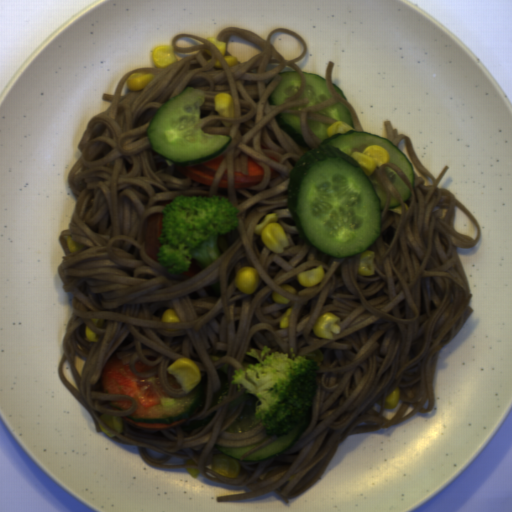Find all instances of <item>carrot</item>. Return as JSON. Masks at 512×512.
I'll return each instance as SVG.
<instances>
[{
	"label": "carrot",
	"instance_id": "carrot-2",
	"mask_svg": "<svg viewBox=\"0 0 512 512\" xmlns=\"http://www.w3.org/2000/svg\"><path fill=\"white\" fill-rule=\"evenodd\" d=\"M224 158L225 157L221 154L215 158L200 163L187 166L174 165L178 172L186 178L210 187L215 181L217 172Z\"/></svg>",
	"mask_w": 512,
	"mask_h": 512
},
{
	"label": "carrot",
	"instance_id": "carrot-9",
	"mask_svg": "<svg viewBox=\"0 0 512 512\" xmlns=\"http://www.w3.org/2000/svg\"><path fill=\"white\" fill-rule=\"evenodd\" d=\"M269 171H270V179H274V178H276L278 176H281L280 172H278L277 170H275L271 166L269 168Z\"/></svg>",
	"mask_w": 512,
	"mask_h": 512
},
{
	"label": "carrot",
	"instance_id": "carrot-4",
	"mask_svg": "<svg viewBox=\"0 0 512 512\" xmlns=\"http://www.w3.org/2000/svg\"><path fill=\"white\" fill-rule=\"evenodd\" d=\"M264 170L262 166L257 164L249 155L247 159V174L234 172L233 187L234 189H244L256 186L263 181Z\"/></svg>",
	"mask_w": 512,
	"mask_h": 512
},
{
	"label": "carrot",
	"instance_id": "carrot-3",
	"mask_svg": "<svg viewBox=\"0 0 512 512\" xmlns=\"http://www.w3.org/2000/svg\"><path fill=\"white\" fill-rule=\"evenodd\" d=\"M163 216L164 214L161 212H154L151 214L147 220L144 235L145 253L148 257L158 262L160 261L158 260L157 254L160 252V247H162L159 236L162 232L161 229L163 228Z\"/></svg>",
	"mask_w": 512,
	"mask_h": 512
},
{
	"label": "carrot",
	"instance_id": "carrot-7",
	"mask_svg": "<svg viewBox=\"0 0 512 512\" xmlns=\"http://www.w3.org/2000/svg\"><path fill=\"white\" fill-rule=\"evenodd\" d=\"M219 188L228 189V174H227V168L224 170L219 183L217 185Z\"/></svg>",
	"mask_w": 512,
	"mask_h": 512
},
{
	"label": "carrot",
	"instance_id": "carrot-1",
	"mask_svg": "<svg viewBox=\"0 0 512 512\" xmlns=\"http://www.w3.org/2000/svg\"><path fill=\"white\" fill-rule=\"evenodd\" d=\"M149 379L137 377L116 354L109 358L102 369L100 383L104 393L121 394L139 400L145 408L158 406L161 402Z\"/></svg>",
	"mask_w": 512,
	"mask_h": 512
},
{
	"label": "carrot",
	"instance_id": "carrot-8",
	"mask_svg": "<svg viewBox=\"0 0 512 512\" xmlns=\"http://www.w3.org/2000/svg\"><path fill=\"white\" fill-rule=\"evenodd\" d=\"M167 380H168V384L174 388L175 390H179V389H182L181 385L177 384L176 383V378L173 377L169 372H167Z\"/></svg>",
	"mask_w": 512,
	"mask_h": 512
},
{
	"label": "carrot",
	"instance_id": "carrot-6",
	"mask_svg": "<svg viewBox=\"0 0 512 512\" xmlns=\"http://www.w3.org/2000/svg\"><path fill=\"white\" fill-rule=\"evenodd\" d=\"M155 367L156 366H149L148 364H146L145 362H142L140 360H136V362L134 364V369L138 373H142V372H145V371H150L152 369H155Z\"/></svg>",
	"mask_w": 512,
	"mask_h": 512
},
{
	"label": "carrot",
	"instance_id": "carrot-5",
	"mask_svg": "<svg viewBox=\"0 0 512 512\" xmlns=\"http://www.w3.org/2000/svg\"><path fill=\"white\" fill-rule=\"evenodd\" d=\"M204 267H201L195 259H191V264L188 268V270L182 274L188 276V277H194L197 275L200 271L203 270Z\"/></svg>",
	"mask_w": 512,
	"mask_h": 512
},
{
	"label": "carrot",
	"instance_id": "carrot-10",
	"mask_svg": "<svg viewBox=\"0 0 512 512\" xmlns=\"http://www.w3.org/2000/svg\"><path fill=\"white\" fill-rule=\"evenodd\" d=\"M266 155H267V154H266ZM267 157H268V159H270L271 161H273V162H277V163H280V164H281L280 159H277V158H275V157H273V156H271V155H267Z\"/></svg>",
	"mask_w": 512,
	"mask_h": 512
}]
</instances>
